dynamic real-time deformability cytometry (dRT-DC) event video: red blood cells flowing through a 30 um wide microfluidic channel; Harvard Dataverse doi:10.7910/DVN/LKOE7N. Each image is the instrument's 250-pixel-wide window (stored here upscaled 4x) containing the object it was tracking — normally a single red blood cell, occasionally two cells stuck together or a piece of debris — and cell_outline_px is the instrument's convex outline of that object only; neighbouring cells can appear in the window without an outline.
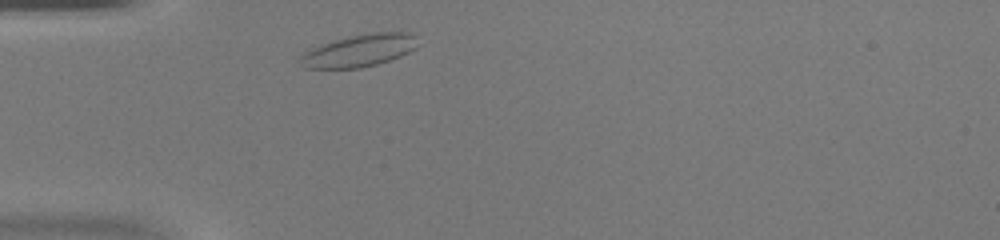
{"species": "common noctule bat (a hibernating species)", "species_latin": "Nyctalus noctula", "temperature_condition": "warm", "stored_images_in_passage": 29, "camera_frame_rate_fps": 3000, "um_per_image_px": 0.085, "animal": {"sex": "female", "body_mass_g": 20.0, "forearm_length_mm": 54.0}, "frame": {"image": 1, "passage_image": 2, "time_ms": 0.333, "image_size_px": [1000, 240], "cell_outline_px": [[416, 48], [400, 56], [376, 64], [360, 68], [304, 68], [300, 64], [300, 56], [304, 52], [320, 44], [332, 40], [348, 36], [376, 32], [408, 32], [416, 36]], "centroid_in_image_um": [30.5, 4.29], "position_along_channel_um": 54.5, "area_um2": 22.08}}
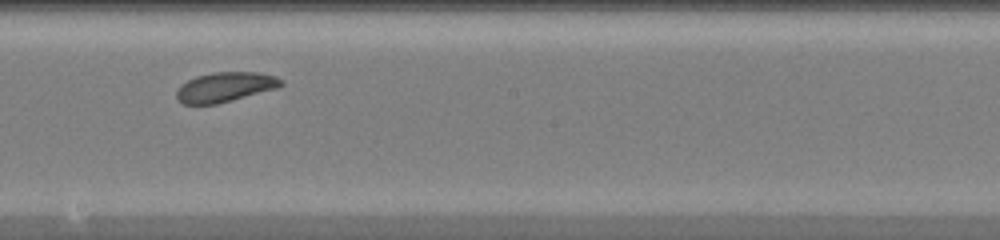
{"frame": {"image": 2, "passage_image": 15, "time_ms": 4.667, "image_size_px": [1000, 240], "cell_outline_px": [[284, 84], [276, 88], [216, 104], [184, 104], [176, 96], [176, 92], [180, 84], [196, 76], [212, 72], [256, 72], [276, 76], [284, 80]], "centroid_in_image_um": [19.13, 7.38], "position_along_channel_um": 229.1, "area_um2": 17.98}}
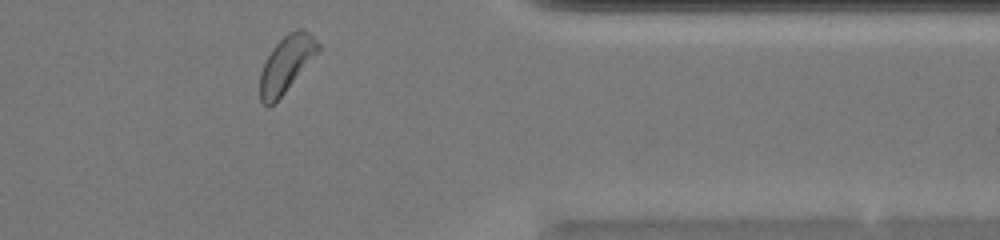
{"frame": {"image": 3, "passage_image": 27, "time_ms": 8.667, "image_size_px": [1000, 240], "cell_outline_px": [[320, 48], [284, 92], [268, 108], [260, 100], [260, 72], [272, 48], [284, 36], [296, 28], [304, 28], [320, 44]], "centroid_in_image_um": [24.31, 5.42], "position_along_channel_um": 387.1, "area_um2": 18.38}}